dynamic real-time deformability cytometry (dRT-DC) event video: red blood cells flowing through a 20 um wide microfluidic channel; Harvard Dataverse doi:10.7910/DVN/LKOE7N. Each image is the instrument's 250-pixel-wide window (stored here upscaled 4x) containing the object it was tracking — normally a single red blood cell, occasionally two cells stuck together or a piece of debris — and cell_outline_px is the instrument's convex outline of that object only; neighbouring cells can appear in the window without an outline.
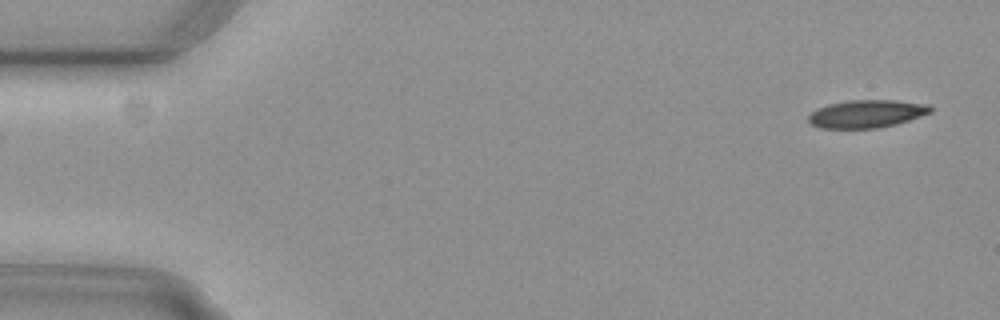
{"species": "common noctule bat (a hibernating species)", "species_latin": "Nyctalus noctula", "temperature_condition": "cold", "stored_images_in_passage": 2, "camera_frame_rate_fps": 3000, "um_per_image_px": 0.085, "animal": {"sex": "female", "body_mass_g": 29.2, "forearm_length_mm": 56.3}, "frame": {"image": 1, "passage_image": 2, "time_ms": 0.333, "image_size_px": [1000, 320], "cell_outline_px": [[932, 112], [896, 124], [880, 128], [820, 128], [808, 124], [808, 116], [816, 108], [828, 104], [848, 100], [896, 100], [928, 104], [932, 108]], "centroid_in_image_um": [73.63, 9.67], "position_along_channel_um": 11.4, "area_um2": 19.94}}